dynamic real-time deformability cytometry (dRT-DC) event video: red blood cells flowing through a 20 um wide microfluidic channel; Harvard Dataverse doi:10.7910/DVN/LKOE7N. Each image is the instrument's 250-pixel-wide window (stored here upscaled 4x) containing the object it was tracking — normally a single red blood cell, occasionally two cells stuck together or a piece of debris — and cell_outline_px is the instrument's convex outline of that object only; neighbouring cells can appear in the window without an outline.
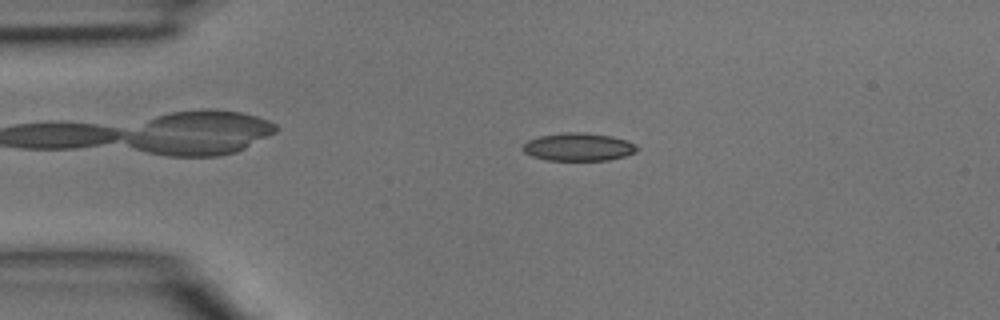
{"species": "common noctule bat (a hibernating species)", "species_latin": "Nyctalus noctula", "temperature_condition": "room temperature", "stored_images_in_passage": 45, "camera_frame_rate_fps": 3000, "um_per_image_px": 0.085, "animal": {"sex": "male", "body_mass_g": 15.6}, "frame": {"image": 1, "passage_image": 9, "time_ms": 2.667, "image_size_px": [1000, 320], "cell_outline_px": [[640, 148], [636, 152], [624, 156], [608, 160], [548, 160], [532, 156], [524, 152], [520, 148], [528, 140], [540, 136], [564, 132], [580, 132], [612, 136], [628, 140], [636, 144]], "centroid_in_image_um": [49.19, 12.48], "position_along_channel_um": 35.8, "area_um2": 18.67}}
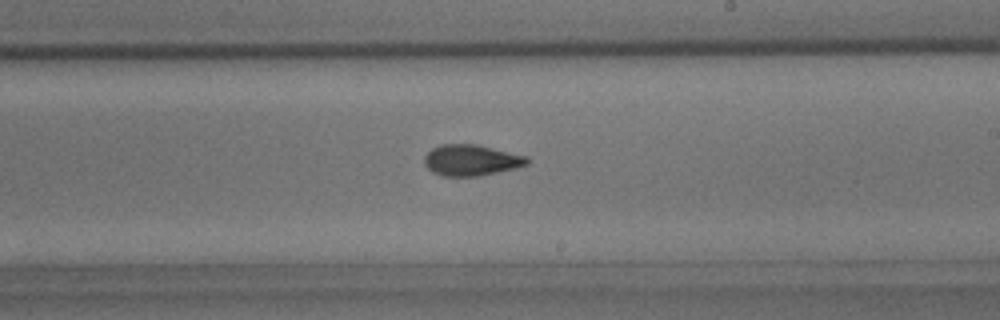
{"frame": {"image": 2, "passage_image": 26, "time_ms": 8.333, "image_size_px": [1000, 320], "cell_outline_px": [[528, 164], [516, 168], [480, 176], [444, 176], [432, 172], [424, 164], [424, 156], [432, 148], [440, 144], [476, 144], [528, 156]], "centroid_in_image_um": [40.05, 13.61], "position_along_channel_um": 249.0, "area_um2": 18.67}}
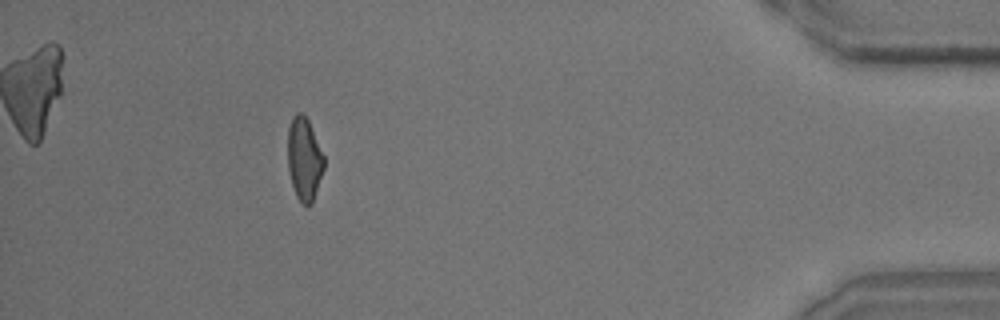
{"frame": {"image": 3, "passage_image": 41, "time_ms": 13.333, "image_size_px": [1000, 320], "cell_outline_px": [[324, 168], [312, 204], [308, 208], [296, 196], [292, 184], [288, 168], [288, 128], [292, 116], [296, 112], [300, 112], [308, 120], [324, 156]], "centroid_in_image_um": [25.86, 13.52], "position_along_channel_um": 409.3, "area_um2": 17.46}}